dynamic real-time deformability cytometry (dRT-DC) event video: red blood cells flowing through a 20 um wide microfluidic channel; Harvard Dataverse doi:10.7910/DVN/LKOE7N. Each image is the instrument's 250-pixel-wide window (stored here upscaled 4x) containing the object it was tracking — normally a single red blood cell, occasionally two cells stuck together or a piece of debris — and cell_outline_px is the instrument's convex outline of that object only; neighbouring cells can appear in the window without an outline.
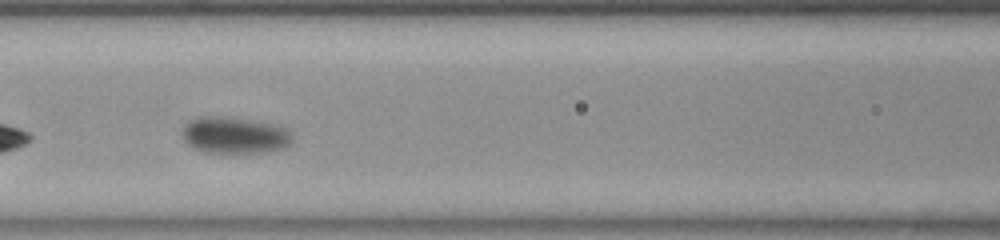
{"species": "common noctule bat (a hibernating species)", "species_latin": "Nyctalus noctula", "temperature_condition": "room temperature", "stored_images_in_passage": 17, "camera_frame_rate_fps": 3000, "um_per_image_px": 0.085, "animal": {"sex": "female", "body_mass_g": 23.0, "forearm_length_mm": 53.4}, "frame": {"image": 1, "passage_image": 8, "time_ms": 2.333, "image_size_px": [1000, 240], "cell_outline_px": [[292, 140], [284, 148], [264, 152], [204, 152], [188, 144], [184, 140], [184, 128], [188, 120], [200, 116], [220, 116], [280, 124], [288, 128], [292, 136]], "centroid_in_image_um": [19.98, 11.47], "position_along_channel_um": 146.6, "area_um2": 23.41}}